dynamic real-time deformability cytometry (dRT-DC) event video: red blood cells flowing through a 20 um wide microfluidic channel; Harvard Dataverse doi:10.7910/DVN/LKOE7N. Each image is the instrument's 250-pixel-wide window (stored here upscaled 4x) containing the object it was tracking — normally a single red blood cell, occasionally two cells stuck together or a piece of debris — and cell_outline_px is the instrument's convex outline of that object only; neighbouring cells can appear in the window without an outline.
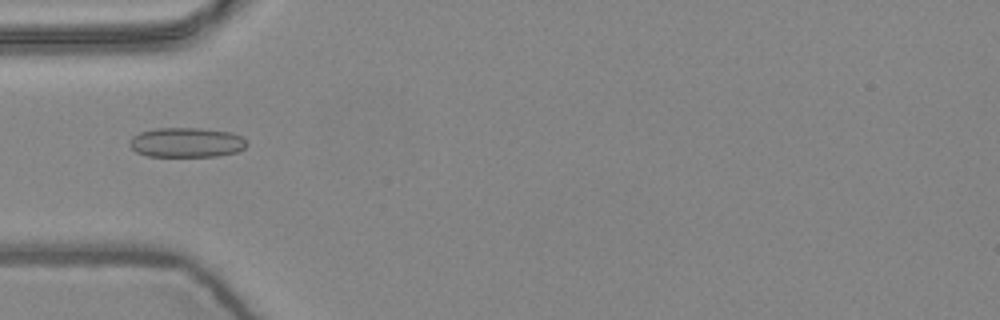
{"species": "common noctule bat (a hibernating species)", "species_latin": "Nyctalus noctula", "temperature_condition": "warm", "stored_images_in_passage": 6, "camera_frame_rate_fps": 3000, "um_per_image_px": 0.085, "animal": {"sex": "female", "body_mass_g": 24.6, "forearm_length_mm": 56.2}, "frame": {"image": 1, "passage_image": 4, "time_ms": 1.0, "image_size_px": [1000, 320], "cell_outline_px": [[248, 144], [244, 148], [236, 152], [216, 156], [148, 156], [136, 152], [128, 144], [128, 140], [132, 136], [140, 132], [156, 128], [200, 128], [232, 132], [240, 136]], "centroid_in_image_um": [15.82, 12.1], "position_along_channel_um": 69.2, "area_um2": 20.35}}
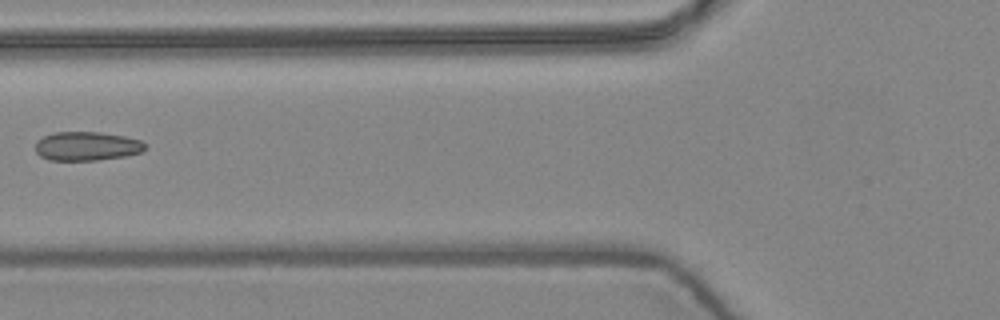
{"frame": {"image": 2, "passage_image": 5, "time_ms": 1.333, "image_size_px": [1000, 320], "cell_outline_px": [[148, 144], [140, 152], [124, 156], [96, 160], [48, 160], [40, 156], [36, 152], [36, 140], [44, 136], [56, 132], [100, 132], [124, 136], [140, 140]], "centroid_in_image_um": [7.36, 12.42], "position_along_channel_um": 118.4, "area_um2": 18.44}}
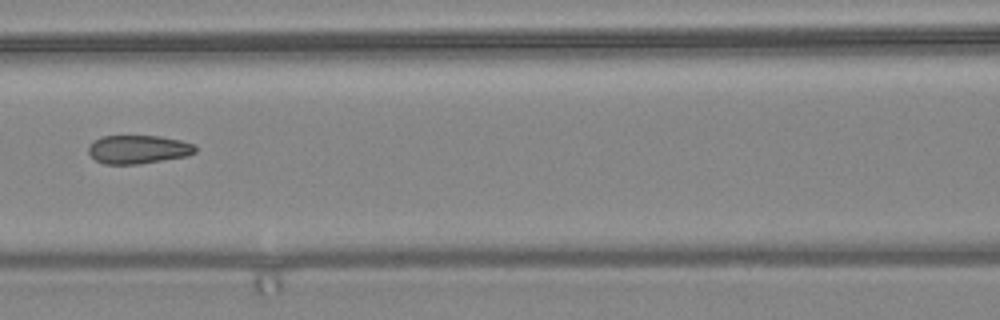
{"frame": {"image": 3, "passage_image": 6, "time_ms": 1.667, "image_size_px": [1000, 320], "cell_outline_px": [[196, 152], [188, 156], [140, 164], [104, 164], [96, 160], [88, 152], [88, 148], [100, 136], [160, 136], [180, 140], [192, 144], [196, 148]], "centroid_in_image_um": [11.76, 12.7], "position_along_channel_um": 154.8, "area_um2": 17.69}}